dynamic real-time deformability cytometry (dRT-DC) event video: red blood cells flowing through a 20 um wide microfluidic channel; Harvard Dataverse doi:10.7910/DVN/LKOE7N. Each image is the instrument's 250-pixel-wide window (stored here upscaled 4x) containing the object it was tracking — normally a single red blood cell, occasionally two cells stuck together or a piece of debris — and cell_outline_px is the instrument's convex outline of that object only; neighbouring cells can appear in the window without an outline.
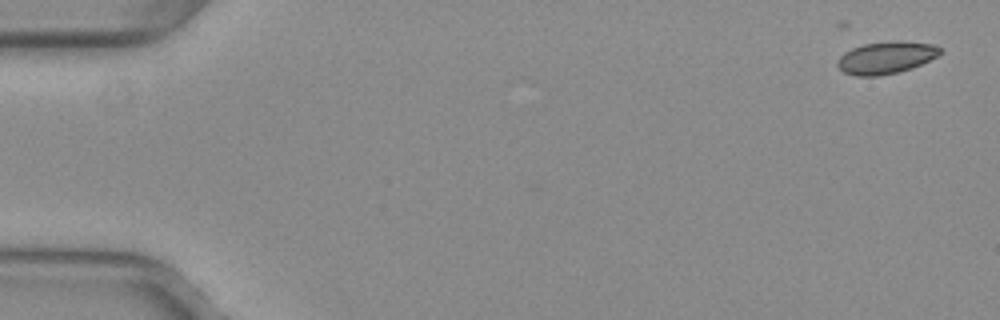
{"species": "common noctule bat (a hibernating species)", "species_latin": "Nyctalus noctula", "temperature_condition": "warm", "stored_images_in_passage": 52, "camera_frame_rate_fps": 3000, "um_per_image_px": 0.085, "animal": {"sex": "female", "body_mass_g": 29.2, "forearm_length_mm": 56.3}, "frame": {"image": 1, "passage_image": 1, "time_ms": 0.0, "image_size_px": [1000, 320], "cell_outline_px": [[940, 52], [936, 56], [912, 68], [896, 72], [876, 76], [856, 76], [844, 72], [836, 64], [836, 60], [844, 52], [852, 48], [864, 44], [896, 40], [900, 40], [936, 44], [940, 48]], "centroid_in_image_um": [75.29, 4.88], "position_along_channel_um": 9.7, "area_um2": 19.19}}
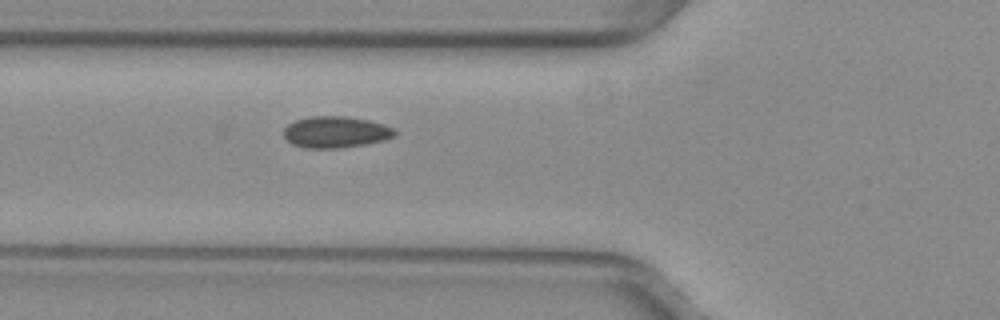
{"frame": {"image": 2, "passage_image": 19, "time_ms": 6.0, "image_size_px": [1000, 320], "cell_outline_px": [[396, 136], [384, 140], [364, 144], [340, 148], [304, 148], [292, 144], [284, 136], [284, 128], [288, 124], [296, 120], [308, 116], [344, 116], [368, 120], [384, 124], [396, 128]], "centroid_in_image_um": [28.55, 11.22], "position_along_channel_um": 97.3, "area_um2": 20.46}}
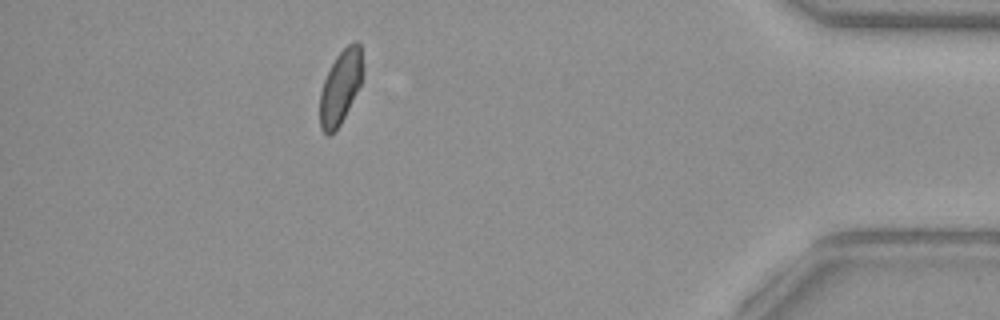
{"frame": {"image": 3, "passage_image": 46, "time_ms": 15.0, "image_size_px": [1000, 320], "cell_outline_px": [[364, 68], [360, 84], [340, 124], [328, 136], [320, 128], [320, 92], [324, 80], [336, 56], [348, 44], [356, 40], [360, 44]], "centroid_in_image_um": [28.95, 7.36], "position_along_channel_um": 406.3, "area_um2": 18.15}, "authors_computed_cell_mechanics": {"area_um2": 19.7387, "velocity_mm_per_s": 3.9895, "shape_relaxation_time_tau1_ms": null, "shape_relaxation_time_tau2_ms": 1.3317, "deformation_change_tau1": null, "deformation_change_tau2": 0.036}}